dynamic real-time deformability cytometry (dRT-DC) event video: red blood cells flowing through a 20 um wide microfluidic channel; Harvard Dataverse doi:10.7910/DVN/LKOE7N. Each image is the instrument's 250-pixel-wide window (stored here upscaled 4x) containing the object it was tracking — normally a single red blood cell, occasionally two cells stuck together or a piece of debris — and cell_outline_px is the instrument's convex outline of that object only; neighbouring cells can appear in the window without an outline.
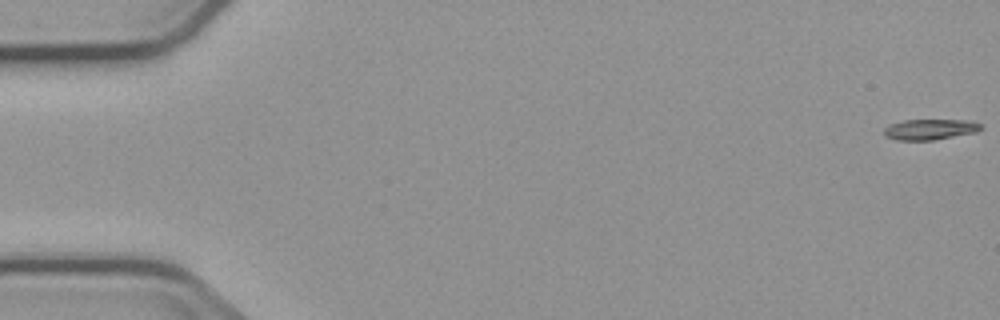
{"species": "common noctule bat (a hibernating species)", "species_latin": "Nyctalus noctula", "temperature_condition": "cold", "stored_images_in_passage": 5, "camera_frame_rate_fps": 3000, "um_per_image_px": 0.085, "animal": {"sex": "male", "body_mass_g": 23.1, "forearm_length_mm": 52.7}, "frame": {"image": 1, "passage_image": 1, "time_ms": 0.0, "image_size_px": [1000, 320], "cell_outline_px": [[984, 128], [976, 132], [932, 140], [896, 140], [884, 136], [884, 128], [892, 124], [904, 120], [964, 120], [980, 124]], "centroid_in_image_um": [79.03, 11.0], "position_along_channel_um": 6.0, "area_um2": 11.5}}
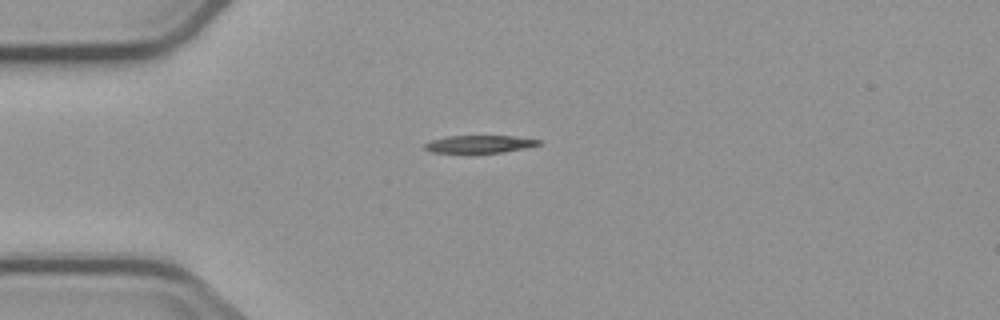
{"frame": {"image": 2, "passage_image": 5, "time_ms": 4.667, "image_size_px": [1000, 320], "cell_outline_px": [[540, 144], [524, 148], [504, 152], [432, 152], [424, 148], [424, 144], [432, 140], [448, 136], [512, 136], [540, 140]], "centroid_in_image_um": [40.75, 12.24], "position_along_channel_um": 44.3, "area_um2": 11.33}}